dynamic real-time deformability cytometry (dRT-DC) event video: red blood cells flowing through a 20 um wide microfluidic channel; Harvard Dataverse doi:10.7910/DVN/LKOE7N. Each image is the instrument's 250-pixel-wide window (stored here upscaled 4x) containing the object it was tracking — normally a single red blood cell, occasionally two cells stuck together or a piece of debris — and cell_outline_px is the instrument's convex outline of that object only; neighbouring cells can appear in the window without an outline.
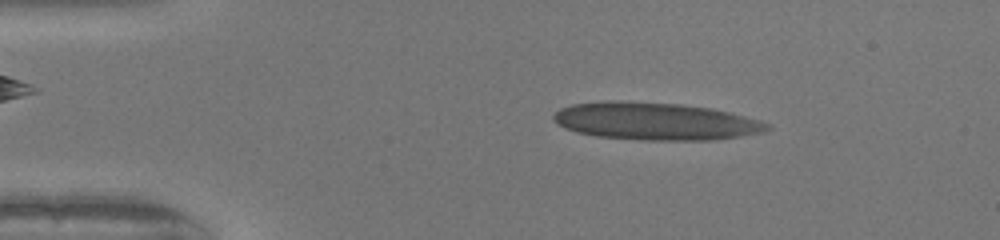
{"species": "human", "species_latin": "Homo sapiens", "temperature_condition": "warm", "stored_images_in_passage": 49, "camera_frame_rate_fps": 3000, "um_per_image_px": 0.085, "donor": {"sex": "female"}, "frame": {"image": 1, "passage_image": 7, "time_ms": 2.0, "image_size_px": [1000, 240], "cell_outline_px": [[772, 128], [764, 132], [740, 136], [712, 140], [644, 140], [596, 136], [576, 132], [564, 128], [552, 120], [552, 116], [560, 108], [572, 104], [608, 100], [616, 100], [680, 104], [712, 108], [760, 120], [772, 124]], "centroid_in_image_um": [55.7, 10.3], "position_along_channel_um": 29.3, "area_um2": 46.93}}
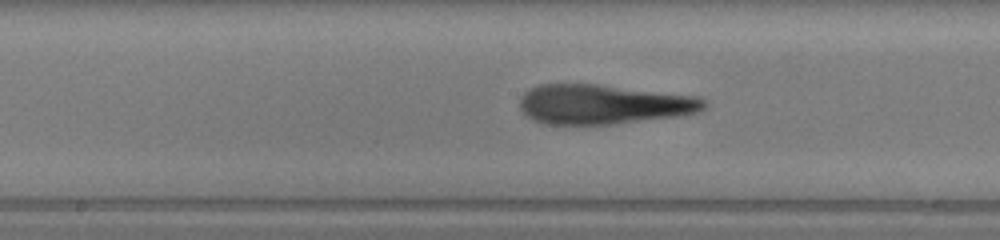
{"frame": {"image": 2, "passage_image": 24, "time_ms": 7.667, "image_size_px": [1000, 240], "cell_outline_px": [[708, 104], [700, 112], [676, 116], [612, 124], [544, 124], [528, 116], [520, 108], [520, 96], [528, 88], [540, 84], [596, 84], [700, 96]], "centroid_in_image_um": [51.3, 8.85], "position_along_channel_um": 196.9, "area_um2": 42.6}}
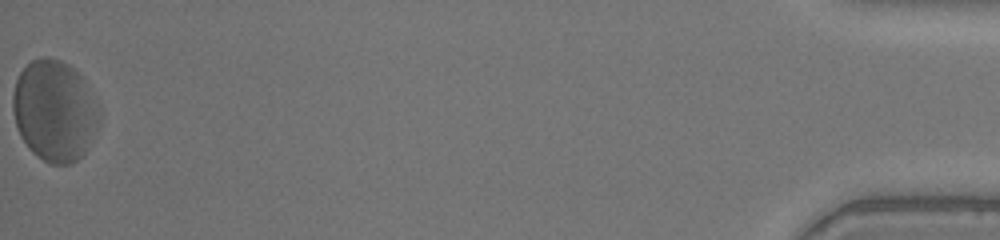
{"frame": {"image": 3, "passage_image": 49, "time_ms": 16.0, "image_size_px": [1000, 240], "cell_outline_px": [[100, 124], [88, 148], [72, 164], [52, 164], [36, 156], [28, 148], [20, 136], [16, 124], [12, 108], [12, 96], [16, 80], [20, 72], [32, 60], [44, 56], [48, 56], [60, 60], [68, 64], [84, 80], [100, 112]], "centroid_in_image_um": [4.63, 9.43], "position_along_channel_um": 430.6, "area_um2": 50.98}, "authors_computed_cell_mechanics": {"area_um2": 44.8528, "velocity_mm_per_s": 4.0423, "shape_relaxation_time_tau1_ms": 8.5532, "shape_relaxation_time_tau2_ms": 1.3803, "deformation_change_tau1": 0.3242, "deformation_change_tau2": 0.0966}}